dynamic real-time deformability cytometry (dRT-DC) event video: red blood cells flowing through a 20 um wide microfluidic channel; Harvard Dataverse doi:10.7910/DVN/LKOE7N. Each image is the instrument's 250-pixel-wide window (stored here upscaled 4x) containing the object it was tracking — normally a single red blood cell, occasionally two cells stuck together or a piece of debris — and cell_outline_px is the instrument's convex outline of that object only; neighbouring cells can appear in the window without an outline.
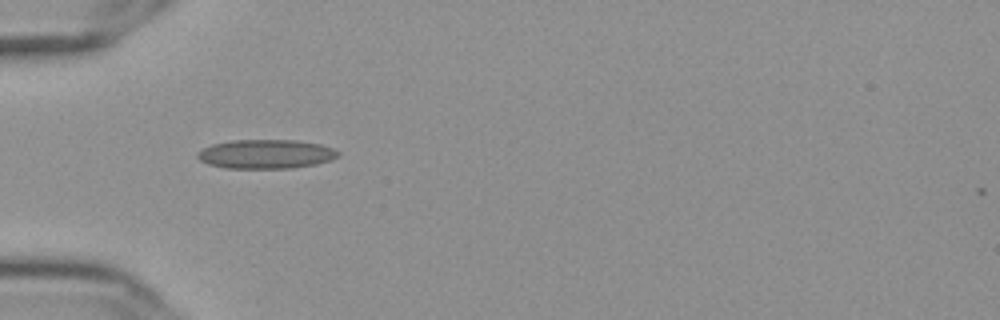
{"species": "Egyptian fruit bat (a non-hibernating species)", "species_latin": "Rousettus aegyptiacus", "temperature_condition": "cold", "stored_images_in_passage": 39, "camera_frame_rate_fps": 3000, "um_per_image_px": 0.085, "frame": {"image": 1, "passage_image": 1, "time_ms": 0.0, "image_size_px": [1000, 320], "cell_outline_px": [[340, 156], [332, 160], [316, 164], [292, 168], [224, 168], [208, 164], [200, 160], [196, 156], [196, 152], [212, 144], [232, 140], [296, 140], [320, 144], [332, 148], [340, 152]], "centroid_in_image_um": [22.61, 13.1], "position_along_channel_um": 62.4, "area_um2": 23.99}}
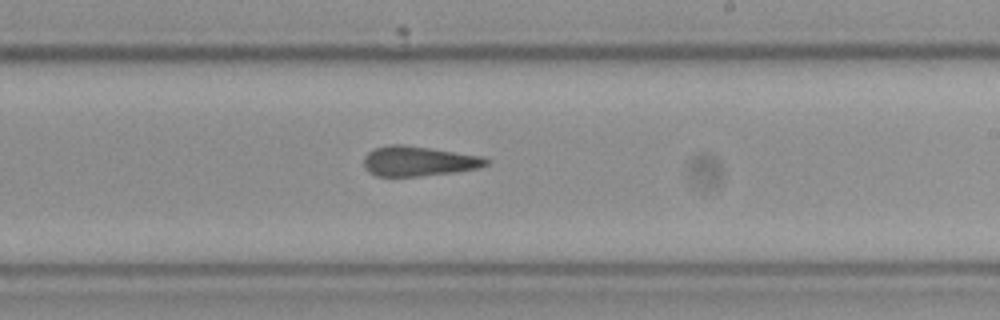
{"frame": {"image": 2, "passage_image": 17, "time_ms": 5.333, "image_size_px": [1000, 320], "cell_outline_px": [[492, 160], [488, 164], [480, 168], [456, 172], [420, 176], [376, 176], [368, 172], [364, 168], [364, 156], [368, 152], [376, 148], [388, 144], [404, 144], [432, 148], [484, 156]], "centroid_in_image_um": [35.62, 13.69], "position_along_channel_um": 253.4, "area_um2": 21.73}}
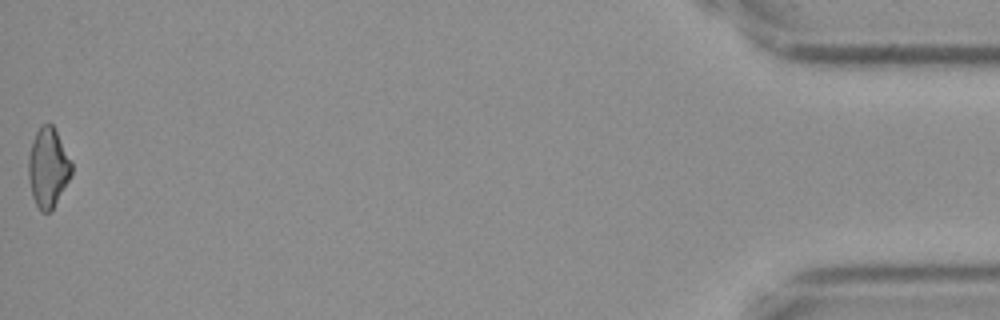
{"frame": {"image": 3, "passage_image": 39, "time_ms": 12.667, "image_size_px": [1000, 320], "cell_outline_px": [[72, 176], [52, 212], [40, 212], [32, 196], [28, 176], [28, 156], [32, 140], [40, 124], [52, 124], [72, 160]], "centroid_in_image_um": [4.1, 14.28], "position_along_channel_um": 431.1, "area_um2": 20.4}, "authors_computed_cell_mechanics": {"area_um2": 21.7906, "velocity_mm_per_s": 3.6465, "shape_relaxation_time_tau1_ms": null, "shape_relaxation_time_tau2_ms": 7.4028, "deformation_change_tau1": null, "deformation_change_tau2": 0.1667}}